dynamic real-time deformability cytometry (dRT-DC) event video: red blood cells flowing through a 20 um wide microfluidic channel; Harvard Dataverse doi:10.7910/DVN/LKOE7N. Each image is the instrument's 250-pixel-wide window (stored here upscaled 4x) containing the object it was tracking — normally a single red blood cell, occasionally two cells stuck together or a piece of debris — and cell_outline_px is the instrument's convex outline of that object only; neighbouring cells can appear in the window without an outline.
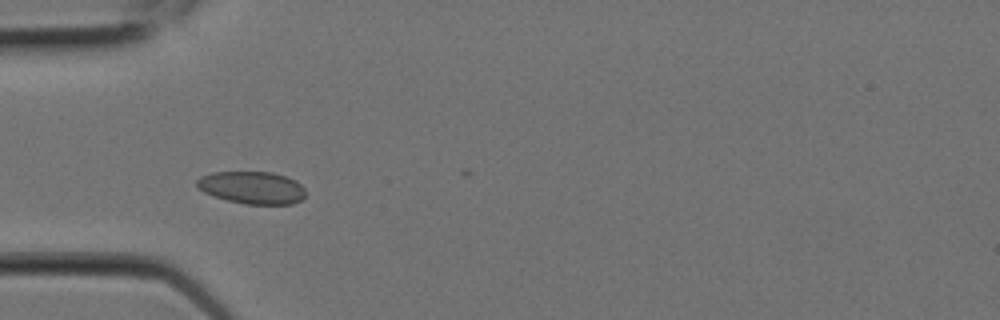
{"species": "Egyptian fruit bat (a non-hibernating species)", "species_latin": "Rousettus aegyptiacus", "temperature_condition": "room temperature", "stored_images_in_passage": 5, "camera_frame_rate_fps": 3000, "um_per_image_px": 0.085, "animal": {"sex": "female"}, "frame": {"image": 1, "passage_image": 4, "time_ms": 1.0, "image_size_px": [1000, 320], "cell_outline_px": [[304, 196], [300, 200], [292, 204], [244, 204], [228, 200], [204, 192], [196, 188], [196, 180], [200, 176], [212, 172], [272, 172], [296, 180], [304, 188]], "centroid_in_image_um": [21.4, 15.94], "position_along_channel_um": 63.6, "area_um2": 20.52}}
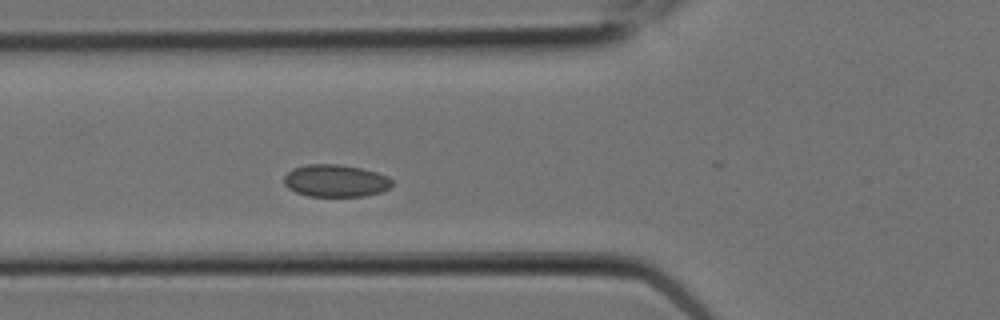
{"frame": {"image": 2, "passage_image": 5, "time_ms": 1.333, "image_size_px": [1000, 320], "cell_outline_px": [[392, 184], [388, 188], [380, 192], [364, 196], [308, 196], [296, 192], [288, 188], [284, 184], [284, 176], [292, 168], [308, 164], [336, 164], [360, 168], [376, 172], [388, 176], [392, 180]], "centroid_in_image_um": [28.5, 15.36], "position_along_channel_um": 97.3, "area_um2": 20.29}}